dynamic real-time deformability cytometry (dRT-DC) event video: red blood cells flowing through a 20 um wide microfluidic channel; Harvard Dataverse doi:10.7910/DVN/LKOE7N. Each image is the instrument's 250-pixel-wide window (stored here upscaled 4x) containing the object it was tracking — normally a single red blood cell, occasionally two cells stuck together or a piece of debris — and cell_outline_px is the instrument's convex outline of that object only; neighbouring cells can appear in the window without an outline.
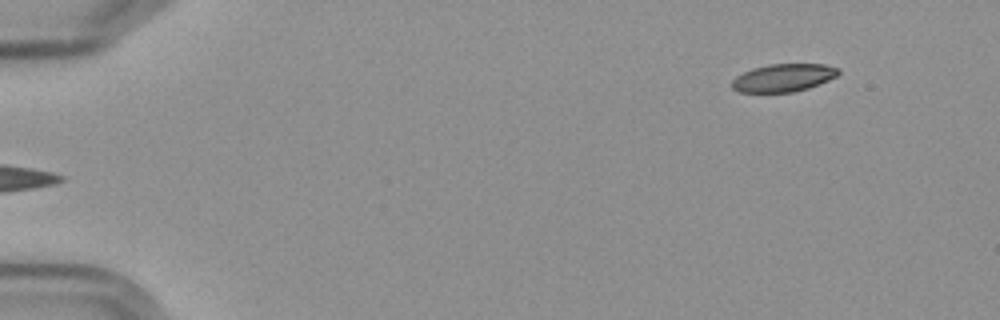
{"species": "Egyptian fruit bat (a non-hibernating species)", "species_latin": "Rousettus aegyptiacus", "temperature_condition": "cold", "stored_images_in_passage": 3, "camera_frame_rate_fps": 3000, "um_per_image_px": 0.085, "frame": {"image": 1, "passage_image": 3, "time_ms": 2.333, "image_size_px": [1000, 320], "cell_outline_px": [[840, 72], [836, 76], [828, 80], [808, 88], [792, 92], [740, 92], [732, 88], [732, 80], [736, 76], [752, 68], [768, 64], [824, 64], [840, 68]], "centroid_in_image_um": [66.59, 6.6], "position_along_channel_um": 18.4, "area_um2": 17.22}}